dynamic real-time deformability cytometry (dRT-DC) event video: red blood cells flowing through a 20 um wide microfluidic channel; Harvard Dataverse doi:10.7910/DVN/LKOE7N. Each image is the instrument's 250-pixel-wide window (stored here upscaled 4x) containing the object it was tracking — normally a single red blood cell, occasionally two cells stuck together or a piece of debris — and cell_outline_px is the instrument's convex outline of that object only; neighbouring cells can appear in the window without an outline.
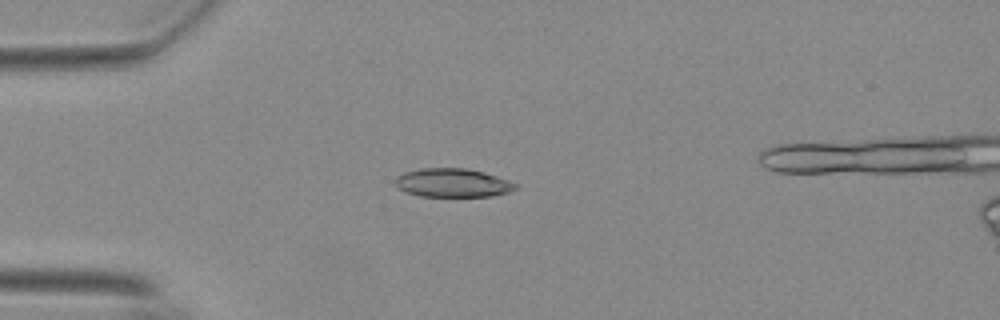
{"species": "Egyptian fruit bat (a non-hibernating species)", "species_latin": "Rousettus aegyptiacus", "temperature_condition": "warm", "stored_images_in_passage": 53, "camera_frame_rate_fps": 3000, "um_per_image_px": 0.085, "animal": {"sex": "female"}, "frame": {"image": 1, "passage_image": 16, "time_ms": 5.0, "image_size_px": [1000, 320], "cell_outline_px": [[516, 188], [508, 192], [492, 196], [420, 196], [408, 192], [400, 188], [396, 184], [396, 176], [404, 172], [420, 168], [464, 168], [484, 172], [508, 180], [516, 184]], "centroid_in_image_um": [38.47, 15.53], "position_along_channel_um": 46.5, "area_um2": 19.83}}
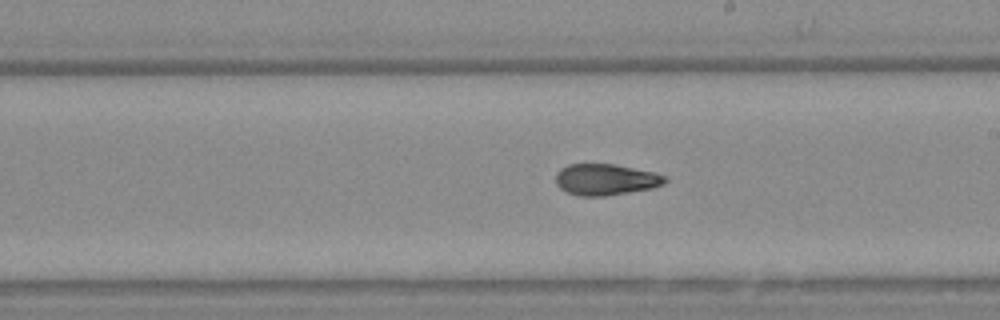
{"frame": {"image": 2, "passage_image": 33, "time_ms": 10.667, "image_size_px": [1000, 320], "cell_outline_px": [[668, 180], [664, 184], [652, 188], [604, 196], [580, 196], [568, 192], [560, 188], [556, 184], [556, 172], [560, 168], [568, 164], [612, 164], [652, 172], [668, 176]], "centroid_in_image_um": [51.47, 15.26], "position_along_channel_um": 237.5, "area_um2": 19.83}}
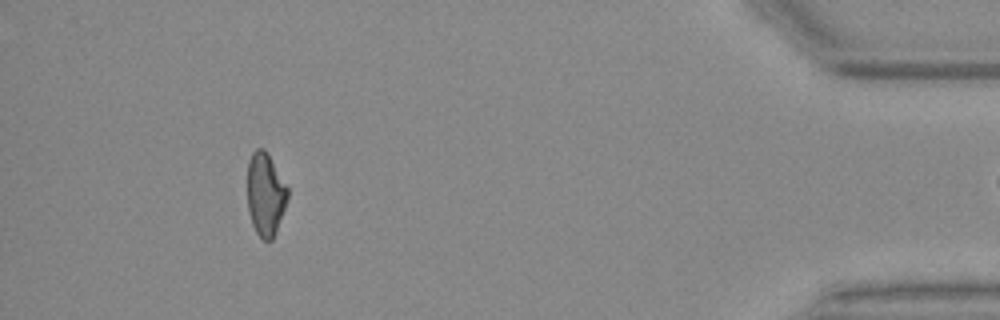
{"frame": {"image": 3, "passage_image": 52, "time_ms": 17.0, "image_size_px": [1000, 320], "cell_outline_px": [[288, 196], [276, 232], [272, 240], [264, 240], [256, 232], [252, 224], [248, 212], [248, 160], [252, 152], [256, 148], [264, 148], [288, 188]], "centroid_in_image_um": [22.54, 16.51], "position_along_channel_um": 412.7, "area_um2": 19.25}}